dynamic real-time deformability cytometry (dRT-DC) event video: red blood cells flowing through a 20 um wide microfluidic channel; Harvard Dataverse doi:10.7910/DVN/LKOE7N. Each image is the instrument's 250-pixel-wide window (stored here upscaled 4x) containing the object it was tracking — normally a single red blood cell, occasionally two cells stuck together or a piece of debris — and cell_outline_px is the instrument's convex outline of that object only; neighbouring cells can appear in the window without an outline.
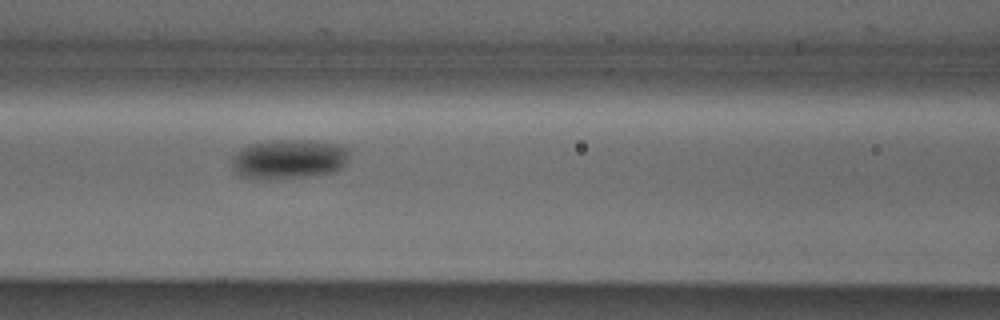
{"species": "Egyptian fruit bat (a non-hibernating species)", "species_latin": "Rousettus aegyptiacus", "temperature_condition": "cold", "stored_images_in_passage": 9, "camera_frame_rate_fps": 3000, "um_per_image_px": 0.085, "animal": {"sex": "male"}, "frame": {"image": 1, "passage_image": 8, "time_ms": 2.333, "image_size_px": [1000, 320], "cell_outline_px": [[352, 148], [348, 164], [344, 168], [336, 172], [304, 176], [240, 176], [236, 172], [232, 164], [232, 160], [236, 152], [240, 148], [252, 144], [272, 140], [308, 140], [336, 144]], "centroid_in_image_um": [24.69, 13.47], "position_along_channel_um": 141.9, "area_um2": 26.59}}
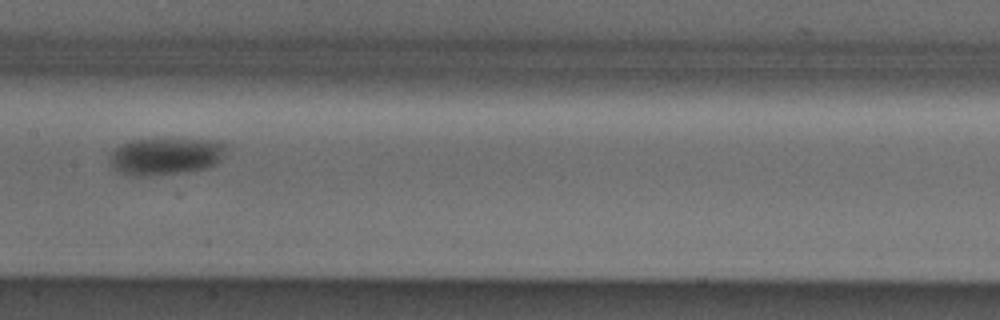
{"frame": {"image": 2, "passage_image": 9, "time_ms": 2.667, "image_size_px": [1000, 320], "cell_outline_px": [[228, 144], [220, 160], [216, 164], [208, 168], [188, 172], [148, 176], [132, 176], [120, 172], [112, 168], [108, 164], [108, 156], [120, 144], [132, 140], [220, 140]], "centroid_in_image_um": [14.07, 13.3], "position_along_channel_um": 193.3, "area_um2": 25.43}}